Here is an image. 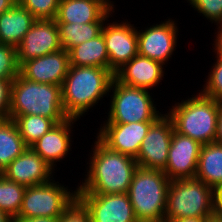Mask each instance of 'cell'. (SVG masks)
Instances as JSON below:
<instances>
[{
  "label": "cell",
  "mask_w": 222,
  "mask_h": 222,
  "mask_svg": "<svg viewBox=\"0 0 222 222\" xmlns=\"http://www.w3.org/2000/svg\"><path fill=\"white\" fill-rule=\"evenodd\" d=\"M11 217H9L5 212L0 210V222H11Z\"/></svg>",
  "instance_id": "obj_41"
},
{
  "label": "cell",
  "mask_w": 222,
  "mask_h": 222,
  "mask_svg": "<svg viewBox=\"0 0 222 222\" xmlns=\"http://www.w3.org/2000/svg\"><path fill=\"white\" fill-rule=\"evenodd\" d=\"M220 104L199 92L192 98L175 103L166 114L176 132L204 145L215 142Z\"/></svg>",
  "instance_id": "obj_4"
},
{
  "label": "cell",
  "mask_w": 222,
  "mask_h": 222,
  "mask_svg": "<svg viewBox=\"0 0 222 222\" xmlns=\"http://www.w3.org/2000/svg\"><path fill=\"white\" fill-rule=\"evenodd\" d=\"M107 22L109 20L104 23L101 33L109 56V70L114 74L138 54V29L128 21Z\"/></svg>",
  "instance_id": "obj_11"
},
{
  "label": "cell",
  "mask_w": 222,
  "mask_h": 222,
  "mask_svg": "<svg viewBox=\"0 0 222 222\" xmlns=\"http://www.w3.org/2000/svg\"><path fill=\"white\" fill-rule=\"evenodd\" d=\"M174 125L167 114L161 115L151 126L141 143L136 162L138 167L164 171L167 164Z\"/></svg>",
  "instance_id": "obj_9"
},
{
  "label": "cell",
  "mask_w": 222,
  "mask_h": 222,
  "mask_svg": "<svg viewBox=\"0 0 222 222\" xmlns=\"http://www.w3.org/2000/svg\"><path fill=\"white\" fill-rule=\"evenodd\" d=\"M59 217H32V218H23V217H13L11 222H58Z\"/></svg>",
  "instance_id": "obj_34"
},
{
  "label": "cell",
  "mask_w": 222,
  "mask_h": 222,
  "mask_svg": "<svg viewBox=\"0 0 222 222\" xmlns=\"http://www.w3.org/2000/svg\"><path fill=\"white\" fill-rule=\"evenodd\" d=\"M91 222H138L127 193L77 194Z\"/></svg>",
  "instance_id": "obj_10"
},
{
  "label": "cell",
  "mask_w": 222,
  "mask_h": 222,
  "mask_svg": "<svg viewBox=\"0 0 222 222\" xmlns=\"http://www.w3.org/2000/svg\"><path fill=\"white\" fill-rule=\"evenodd\" d=\"M215 217V190L196 178L171 180L165 220Z\"/></svg>",
  "instance_id": "obj_6"
},
{
  "label": "cell",
  "mask_w": 222,
  "mask_h": 222,
  "mask_svg": "<svg viewBox=\"0 0 222 222\" xmlns=\"http://www.w3.org/2000/svg\"><path fill=\"white\" fill-rule=\"evenodd\" d=\"M112 13L114 12L108 10L97 22L93 23H57L62 49L69 51L78 44L96 38L101 34L106 20L113 17Z\"/></svg>",
  "instance_id": "obj_23"
},
{
  "label": "cell",
  "mask_w": 222,
  "mask_h": 222,
  "mask_svg": "<svg viewBox=\"0 0 222 222\" xmlns=\"http://www.w3.org/2000/svg\"><path fill=\"white\" fill-rule=\"evenodd\" d=\"M201 146L198 141L174 130L163 172L170 180L195 178Z\"/></svg>",
  "instance_id": "obj_15"
},
{
  "label": "cell",
  "mask_w": 222,
  "mask_h": 222,
  "mask_svg": "<svg viewBox=\"0 0 222 222\" xmlns=\"http://www.w3.org/2000/svg\"><path fill=\"white\" fill-rule=\"evenodd\" d=\"M58 222H91V218L88 210L76 198L59 216Z\"/></svg>",
  "instance_id": "obj_32"
},
{
  "label": "cell",
  "mask_w": 222,
  "mask_h": 222,
  "mask_svg": "<svg viewBox=\"0 0 222 222\" xmlns=\"http://www.w3.org/2000/svg\"><path fill=\"white\" fill-rule=\"evenodd\" d=\"M92 145L89 169L77 194L127 193L138 168L136 159L107 147L98 137Z\"/></svg>",
  "instance_id": "obj_1"
},
{
  "label": "cell",
  "mask_w": 222,
  "mask_h": 222,
  "mask_svg": "<svg viewBox=\"0 0 222 222\" xmlns=\"http://www.w3.org/2000/svg\"><path fill=\"white\" fill-rule=\"evenodd\" d=\"M36 18L18 2L0 14V44L17 47Z\"/></svg>",
  "instance_id": "obj_20"
},
{
  "label": "cell",
  "mask_w": 222,
  "mask_h": 222,
  "mask_svg": "<svg viewBox=\"0 0 222 222\" xmlns=\"http://www.w3.org/2000/svg\"><path fill=\"white\" fill-rule=\"evenodd\" d=\"M176 25L175 20L169 18L145 30H138V54L165 65L177 47L179 29Z\"/></svg>",
  "instance_id": "obj_12"
},
{
  "label": "cell",
  "mask_w": 222,
  "mask_h": 222,
  "mask_svg": "<svg viewBox=\"0 0 222 222\" xmlns=\"http://www.w3.org/2000/svg\"><path fill=\"white\" fill-rule=\"evenodd\" d=\"M215 217H216L220 222H222V215H215Z\"/></svg>",
  "instance_id": "obj_43"
},
{
  "label": "cell",
  "mask_w": 222,
  "mask_h": 222,
  "mask_svg": "<svg viewBox=\"0 0 222 222\" xmlns=\"http://www.w3.org/2000/svg\"><path fill=\"white\" fill-rule=\"evenodd\" d=\"M69 67V52L61 49L24 62L20 74L33 82L62 86Z\"/></svg>",
  "instance_id": "obj_16"
},
{
  "label": "cell",
  "mask_w": 222,
  "mask_h": 222,
  "mask_svg": "<svg viewBox=\"0 0 222 222\" xmlns=\"http://www.w3.org/2000/svg\"><path fill=\"white\" fill-rule=\"evenodd\" d=\"M217 33H216V38L214 39L213 43V49L217 57H222V23H217ZM219 25V26H218Z\"/></svg>",
  "instance_id": "obj_35"
},
{
  "label": "cell",
  "mask_w": 222,
  "mask_h": 222,
  "mask_svg": "<svg viewBox=\"0 0 222 222\" xmlns=\"http://www.w3.org/2000/svg\"><path fill=\"white\" fill-rule=\"evenodd\" d=\"M19 74L16 47L0 44V80H14Z\"/></svg>",
  "instance_id": "obj_28"
},
{
  "label": "cell",
  "mask_w": 222,
  "mask_h": 222,
  "mask_svg": "<svg viewBox=\"0 0 222 222\" xmlns=\"http://www.w3.org/2000/svg\"><path fill=\"white\" fill-rule=\"evenodd\" d=\"M36 19H55L60 0H18Z\"/></svg>",
  "instance_id": "obj_29"
},
{
  "label": "cell",
  "mask_w": 222,
  "mask_h": 222,
  "mask_svg": "<svg viewBox=\"0 0 222 222\" xmlns=\"http://www.w3.org/2000/svg\"><path fill=\"white\" fill-rule=\"evenodd\" d=\"M55 19H36L30 30L16 47L18 64L61 50Z\"/></svg>",
  "instance_id": "obj_13"
},
{
  "label": "cell",
  "mask_w": 222,
  "mask_h": 222,
  "mask_svg": "<svg viewBox=\"0 0 222 222\" xmlns=\"http://www.w3.org/2000/svg\"><path fill=\"white\" fill-rule=\"evenodd\" d=\"M211 218H180L174 220H165L164 222H208Z\"/></svg>",
  "instance_id": "obj_39"
},
{
  "label": "cell",
  "mask_w": 222,
  "mask_h": 222,
  "mask_svg": "<svg viewBox=\"0 0 222 222\" xmlns=\"http://www.w3.org/2000/svg\"><path fill=\"white\" fill-rule=\"evenodd\" d=\"M208 222H220L216 217H213L208 220Z\"/></svg>",
  "instance_id": "obj_42"
},
{
  "label": "cell",
  "mask_w": 222,
  "mask_h": 222,
  "mask_svg": "<svg viewBox=\"0 0 222 222\" xmlns=\"http://www.w3.org/2000/svg\"><path fill=\"white\" fill-rule=\"evenodd\" d=\"M154 122L103 123L97 137L110 149L136 158L141 143Z\"/></svg>",
  "instance_id": "obj_14"
},
{
  "label": "cell",
  "mask_w": 222,
  "mask_h": 222,
  "mask_svg": "<svg viewBox=\"0 0 222 222\" xmlns=\"http://www.w3.org/2000/svg\"><path fill=\"white\" fill-rule=\"evenodd\" d=\"M109 10L115 12L114 2L111 0H100Z\"/></svg>",
  "instance_id": "obj_40"
},
{
  "label": "cell",
  "mask_w": 222,
  "mask_h": 222,
  "mask_svg": "<svg viewBox=\"0 0 222 222\" xmlns=\"http://www.w3.org/2000/svg\"><path fill=\"white\" fill-rule=\"evenodd\" d=\"M109 9L100 0H60L57 23L97 22Z\"/></svg>",
  "instance_id": "obj_21"
},
{
  "label": "cell",
  "mask_w": 222,
  "mask_h": 222,
  "mask_svg": "<svg viewBox=\"0 0 222 222\" xmlns=\"http://www.w3.org/2000/svg\"><path fill=\"white\" fill-rule=\"evenodd\" d=\"M114 74L107 68L71 66L61 86L62 105L69 118L79 119L101 101L109 89Z\"/></svg>",
  "instance_id": "obj_2"
},
{
  "label": "cell",
  "mask_w": 222,
  "mask_h": 222,
  "mask_svg": "<svg viewBox=\"0 0 222 222\" xmlns=\"http://www.w3.org/2000/svg\"><path fill=\"white\" fill-rule=\"evenodd\" d=\"M27 148L16 123L10 118L0 120V173Z\"/></svg>",
  "instance_id": "obj_25"
},
{
  "label": "cell",
  "mask_w": 222,
  "mask_h": 222,
  "mask_svg": "<svg viewBox=\"0 0 222 222\" xmlns=\"http://www.w3.org/2000/svg\"><path fill=\"white\" fill-rule=\"evenodd\" d=\"M69 190V191H68ZM55 182L26 187L21 210L17 217H59L77 198V190Z\"/></svg>",
  "instance_id": "obj_8"
},
{
  "label": "cell",
  "mask_w": 222,
  "mask_h": 222,
  "mask_svg": "<svg viewBox=\"0 0 222 222\" xmlns=\"http://www.w3.org/2000/svg\"><path fill=\"white\" fill-rule=\"evenodd\" d=\"M68 52L71 66L102 67L109 69V56L102 33L94 39L74 46Z\"/></svg>",
  "instance_id": "obj_24"
},
{
  "label": "cell",
  "mask_w": 222,
  "mask_h": 222,
  "mask_svg": "<svg viewBox=\"0 0 222 222\" xmlns=\"http://www.w3.org/2000/svg\"><path fill=\"white\" fill-rule=\"evenodd\" d=\"M13 121L16 123L19 134L28 147L56 125L52 119L39 115L17 116Z\"/></svg>",
  "instance_id": "obj_26"
},
{
  "label": "cell",
  "mask_w": 222,
  "mask_h": 222,
  "mask_svg": "<svg viewBox=\"0 0 222 222\" xmlns=\"http://www.w3.org/2000/svg\"><path fill=\"white\" fill-rule=\"evenodd\" d=\"M79 119L68 118L54 125L46 134L30 147L55 170L56 162L64 160L71 151V130ZM66 156V157H65Z\"/></svg>",
  "instance_id": "obj_18"
},
{
  "label": "cell",
  "mask_w": 222,
  "mask_h": 222,
  "mask_svg": "<svg viewBox=\"0 0 222 222\" xmlns=\"http://www.w3.org/2000/svg\"><path fill=\"white\" fill-rule=\"evenodd\" d=\"M18 0H0V14L12 8Z\"/></svg>",
  "instance_id": "obj_38"
},
{
  "label": "cell",
  "mask_w": 222,
  "mask_h": 222,
  "mask_svg": "<svg viewBox=\"0 0 222 222\" xmlns=\"http://www.w3.org/2000/svg\"><path fill=\"white\" fill-rule=\"evenodd\" d=\"M8 180L26 187L52 181V169L31 147L16 157L2 172Z\"/></svg>",
  "instance_id": "obj_17"
},
{
  "label": "cell",
  "mask_w": 222,
  "mask_h": 222,
  "mask_svg": "<svg viewBox=\"0 0 222 222\" xmlns=\"http://www.w3.org/2000/svg\"><path fill=\"white\" fill-rule=\"evenodd\" d=\"M25 115L44 116L56 124L68 119L62 105L61 86L33 82L19 74L11 84L9 118Z\"/></svg>",
  "instance_id": "obj_3"
},
{
  "label": "cell",
  "mask_w": 222,
  "mask_h": 222,
  "mask_svg": "<svg viewBox=\"0 0 222 222\" xmlns=\"http://www.w3.org/2000/svg\"><path fill=\"white\" fill-rule=\"evenodd\" d=\"M109 92L113 94L110 95V111L103 123L156 121L163 115L147 89L127 86L113 78Z\"/></svg>",
  "instance_id": "obj_7"
},
{
  "label": "cell",
  "mask_w": 222,
  "mask_h": 222,
  "mask_svg": "<svg viewBox=\"0 0 222 222\" xmlns=\"http://www.w3.org/2000/svg\"><path fill=\"white\" fill-rule=\"evenodd\" d=\"M26 186L8 180L0 173V210L9 217H17L22 206Z\"/></svg>",
  "instance_id": "obj_27"
},
{
  "label": "cell",
  "mask_w": 222,
  "mask_h": 222,
  "mask_svg": "<svg viewBox=\"0 0 222 222\" xmlns=\"http://www.w3.org/2000/svg\"><path fill=\"white\" fill-rule=\"evenodd\" d=\"M170 181L162 170L137 168L127 194L138 222H164Z\"/></svg>",
  "instance_id": "obj_5"
},
{
  "label": "cell",
  "mask_w": 222,
  "mask_h": 222,
  "mask_svg": "<svg viewBox=\"0 0 222 222\" xmlns=\"http://www.w3.org/2000/svg\"><path fill=\"white\" fill-rule=\"evenodd\" d=\"M195 178L215 191L222 187V144L212 142L201 146Z\"/></svg>",
  "instance_id": "obj_22"
},
{
  "label": "cell",
  "mask_w": 222,
  "mask_h": 222,
  "mask_svg": "<svg viewBox=\"0 0 222 222\" xmlns=\"http://www.w3.org/2000/svg\"><path fill=\"white\" fill-rule=\"evenodd\" d=\"M164 67L158 61L137 54L114 73V78L127 86L151 90L163 80Z\"/></svg>",
  "instance_id": "obj_19"
},
{
  "label": "cell",
  "mask_w": 222,
  "mask_h": 222,
  "mask_svg": "<svg viewBox=\"0 0 222 222\" xmlns=\"http://www.w3.org/2000/svg\"><path fill=\"white\" fill-rule=\"evenodd\" d=\"M194 10L205 16L210 22L222 23V0H186Z\"/></svg>",
  "instance_id": "obj_31"
},
{
  "label": "cell",
  "mask_w": 222,
  "mask_h": 222,
  "mask_svg": "<svg viewBox=\"0 0 222 222\" xmlns=\"http://www.w3.org/2000/svg\"><path fill=\"white\" fill-rule=\"evenodd\" d=\"M215 142L222 144V103L220 104V110L217 120L216 138Z\"/></svg>",
  "instance_id": "obj_36"
},
{
  "label": "cell",
  "mask_w": 222,
  "mask_h": 222,
  "mask_svg": "<svg viewBox=\"0 0 222 222\" xmlns=\"http://www.w3.org/2000/svg\"><path fill=\"white\" fill-rule=\"evenodd\" d=\"M12 81L0 80V120L9 118Z\"/></svg>",
  "instance_id": "obj_33"
},
{
  "label": "cell",
  "mask_w": 222,
  "mask_h": 222,
  "mask_svg": "<svg viewBox=\"0 0 222 222\" xmlns=\"http://www.w3.org/2000/svg\"><path fill=\"white\" fill-rule=\"evenodd\" d=\"M215 215H222V187L215 191Z\"/></svg>",
  "instance_id": "obj_37"
},
{
  "label": "cell",
  "mask_w": 222,
  "mask_h": 222,
  "mask_svg": "<svg viewBox=\"0 0 222 222\" xmlns=\"http://www.w3.org/2000/svg\"><path fill=\"white\" fill-rule=\"evenodd\" d=\"M213 63L212 70L208 74L206 84L200 92L210 98L222 103V57H217Z\"/></svg>",
  "instance_id": "obj_30"
}]
</instances>
